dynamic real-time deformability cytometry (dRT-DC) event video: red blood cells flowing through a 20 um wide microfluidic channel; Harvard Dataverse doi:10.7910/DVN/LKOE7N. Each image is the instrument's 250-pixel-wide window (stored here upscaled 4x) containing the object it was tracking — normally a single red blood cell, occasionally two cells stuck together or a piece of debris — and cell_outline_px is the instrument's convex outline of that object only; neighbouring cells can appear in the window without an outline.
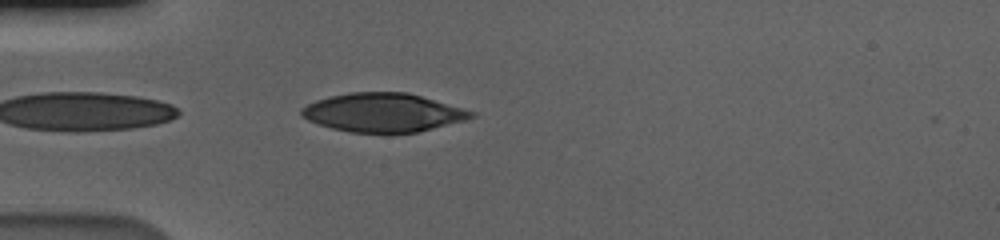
{"species": "human", "species_latin": "Homo sapiens", "temperature_condition": "cold", "stored_images_in_passage": 14, "camera_frame_rate_fps": 3000, "um_per_image_px": 0.085, "donor": {"sex": "male"}, "frame": {"image": 1, "passage_image": 2, "time_ms": 0.333, "image_size_px": [1000, 240], "cell_outline_px": [[476, 116], [468, 120], [416, 132], [348, 132], [332, 128], [308, 120], [300, 116], [300, 108], [316, 100], [328, 96], [348, 92], [408, 92], [464, 108], [476, 112]], "centroid_in_image_um": [32.57, 9.55], "position_along_channel_um": 52.4, "area_um2": 38.38}}
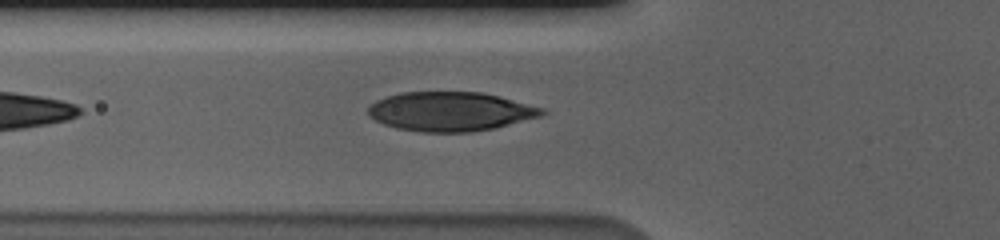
{"frame": {"image": 2, "passage_image": 6, "time_ms": 1.667, "image_size_px": [1000, 240], "cell_outline_px": [[548, 112], [540, 116], [496, 128], [472, 132], [420, 132], [396, 128], [384, 124], [368, 116], [368, 108], [376, 100], [400, 92], [484, 92], [500, 96], [544, 108]], "centroid_in_image_um": [38.3, 9.48], "position_along_channel_um": 87.5, "area_um2": 39.88}}
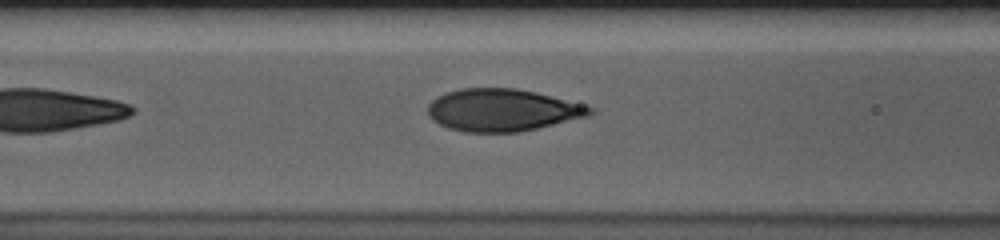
{"frame": {"image": 3, "passage_image": 9, "time_ms": 2.667, "image_size_px": [1000, 240], "cell_outline_px": [[596, 112], [588, 116], [520, 132], [464, 132], [448, 128], [432, 120], [428, 116], [428, 104], [432, 100], [448, 92], [460, 88], [516, 88], [536, 92], [596, 108]], "centroid_in_image_um": [42.69, 9.36], "position_along_channel_um": 123.9, "area_um2": 39.88}}